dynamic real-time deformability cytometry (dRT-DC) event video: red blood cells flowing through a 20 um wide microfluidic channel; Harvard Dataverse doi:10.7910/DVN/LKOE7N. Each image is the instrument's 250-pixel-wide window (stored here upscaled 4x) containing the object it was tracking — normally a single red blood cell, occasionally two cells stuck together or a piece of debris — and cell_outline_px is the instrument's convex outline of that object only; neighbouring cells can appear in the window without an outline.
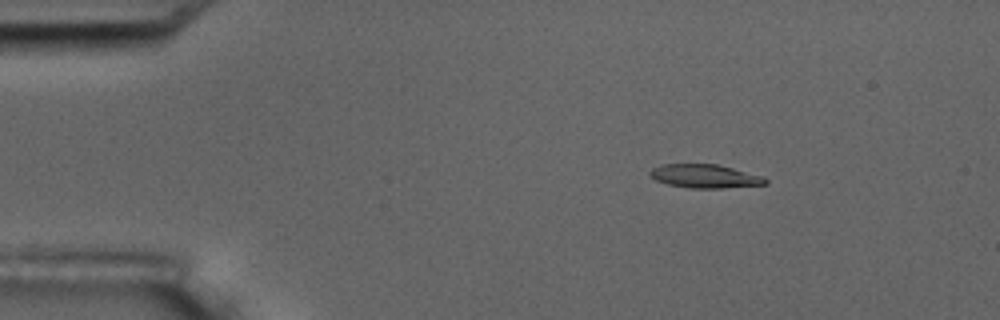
{"species": "common noctule bat (a hibernating species)", "species_latin": "Nyctalus noctula", "temperature_condition": "room temperature", "stored_images_in_passage": 4, "camera_frame_rate_fps": 3000, "um_per_image_px": 0.085, "animal": {"sex": "male", "body_mass_g": 17.5, "forearm_length_mm": 52.3}, "frame": {"image": 1, "passage_image": 2, "time_ms": 2.0, "image_size_px": [1000, 320], "cell_outline_px": [[768, 184], [724, 188], [688, 188], [668, 184], [656, 180], [648, 172], [652, 168], [660, 164], [716, 164], [764, 176], [768, 180]], "centroid_in_image_um": [59.93, 14.98], "position_along_channel_um": 25.1, "area_um2": 15.9}}